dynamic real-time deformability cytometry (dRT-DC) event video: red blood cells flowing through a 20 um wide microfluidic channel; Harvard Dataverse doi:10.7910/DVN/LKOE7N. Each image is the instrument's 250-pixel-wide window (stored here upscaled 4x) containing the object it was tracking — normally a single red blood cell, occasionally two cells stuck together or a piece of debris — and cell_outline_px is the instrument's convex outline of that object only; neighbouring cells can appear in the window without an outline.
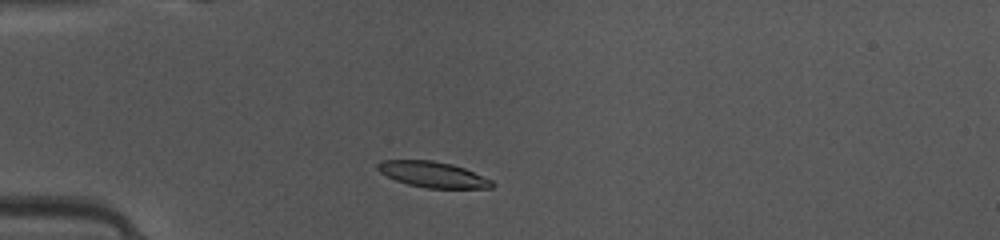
{"species": "common noctule bat (a hibernating species)", "species_latin": "Nyctalus noctula", "temperature_condition": "warm", "stored_images_in_passage": 36, "camera_frame_rate_fps": 3000, "um_per_image_px": 0.085, "animal": {"sex": "female", "body_mass_g": 10.0, "forearm_length_mm": 53.1}, "frame": {"image": 1, "passage_image": 1, "time_ms": 0.0, "image_size_px": [1000, 240], "cell_outline_px": [[496, 184], [492, 188], [428, 188], [408, 184], [396, 180], [380, 172], [376, 168], [376, 164], [384, 160], [432, 160], [452, 164], [464, 168], [492, 180]], "centroid_in_image_um": [36.81, 14.83], "position_along_channel_um": 48.2, "area_um2": 17.11}}
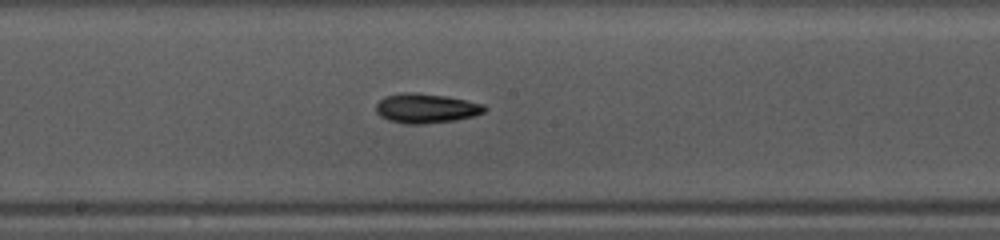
{"frame": {"image": 2, "passage_image": 14, "time_ms": 4.333, "image_size_px": [1000, 240], "cell_outline_px": [[488, 108], [484, 112], [472, 116], [456, 120], [424, 124], [404, 124], [388, 120], [380, 116], [376, 112], [376, 104], [384, 96], [400, 92], [416, 92], [448, 96], [484, 104]], "centroid_in_image_um": [36.2, 9.2], "position_along_channel_um": 212.0, "area_um2": 18.96}}
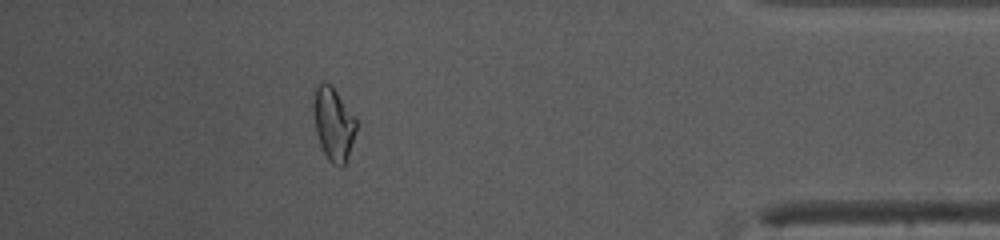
{"frame": {"image": 3, "passage_image": 31, "time_ms": 10.0, "image_size_px": [1000, 240], "cell_outline_px": [[356, 132], [344, 164], [340, 168], [332, 164], [328, 160], [320, 144], [316, 132], [312, 112], [312, 104], [316, 84], [320, 80], [324, 80], [332, 84], [356, 120]], "centroid_in_image_um": [28.29, 10.46], "position_along_channel_um": 406.9, "area_um2": 18.38}, "authors_computed_cell_mechanics": {"area_um2": 17.9469, "velocity_mm_per_s": 4.1291, "shape_relaxation_time_tau1_ms": 2.895, "shape_relaxation_time_tau2_ms": null, "deformation_change_tau1": 0.1361, "deformation_change_tau2": null}}